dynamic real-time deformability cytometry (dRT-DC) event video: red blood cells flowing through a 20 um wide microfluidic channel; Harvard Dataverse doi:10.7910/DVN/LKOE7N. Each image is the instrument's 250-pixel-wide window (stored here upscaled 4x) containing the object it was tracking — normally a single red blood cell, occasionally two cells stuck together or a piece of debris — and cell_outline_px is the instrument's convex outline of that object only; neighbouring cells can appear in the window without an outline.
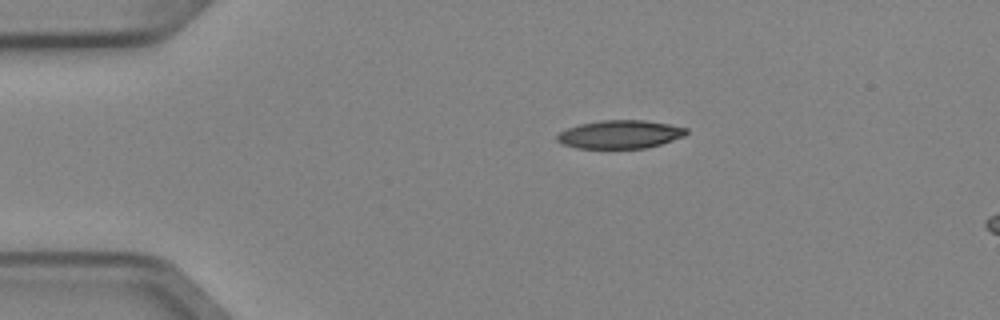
{"species": "Egyptian fruit bat (a non-hibernating species)", "species_latin": "Rousettus aegyptiacus", "temperature_condition": "cold", "stored_images_in_passage": 3, "camera_frame_rate_fps": 3000, "um_per_image_px": 0.085, "animal": {"sex": "female"}, "frame": {"image": 1, "passage_image": 1, "time_ms": 0.0, "image_size_px": [1000, 320], "cell_outline_px": [[688, 132], [684, 136], [660, 144], [644, 148], [576, 148], [564, 144], [556, 140], [556, 136], [560, 132], [568, 128], [580, 124], [600, 120], [644, 120], [668, 124], [688, 128]], "centroid_in_image_um": [52.7, 11.41], "position_along_channel_um": 32.3, "area_um2": 21.15}}